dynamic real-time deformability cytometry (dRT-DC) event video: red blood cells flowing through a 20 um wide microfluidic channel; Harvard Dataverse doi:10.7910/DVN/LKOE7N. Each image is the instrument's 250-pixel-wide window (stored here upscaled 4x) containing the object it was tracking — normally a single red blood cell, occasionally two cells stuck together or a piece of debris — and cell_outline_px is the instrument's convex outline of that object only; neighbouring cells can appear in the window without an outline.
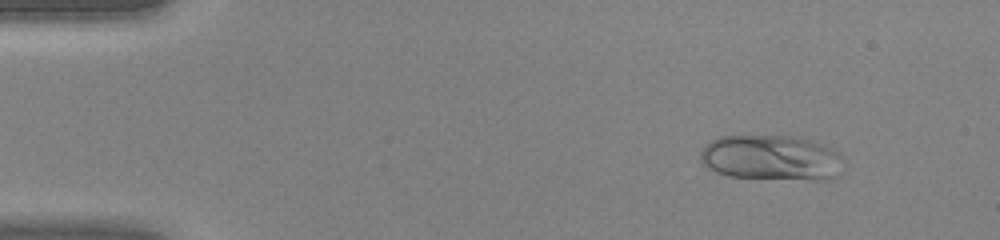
{"species": "human", "species_latin": "Homo sapiens", "temperature_condition": "warm", "stored_images_in_passage": 40, "camera_frame_rate_fps": 3000, "um_per_image_px": 0.085, "donor": {"sex": "female"}, "frame": {"image": 1, "passage_image": 1, "time_ms": 0.0, "image_size_px": [1000, 240], "cell_outline_px": [[844, 160], [836, 176], [832, 180], [812, 180], [728, 176], [716, 172], [708, 168], [700, 160], [700, 152], [704, 144], [720, 136], [796, 136], [812, 140], [836, 148], [840, 152]], "centroid_in_image_um": [65.61, 13.4], "position_along_channel_um": 19.4, "area_um2": 38.38}}
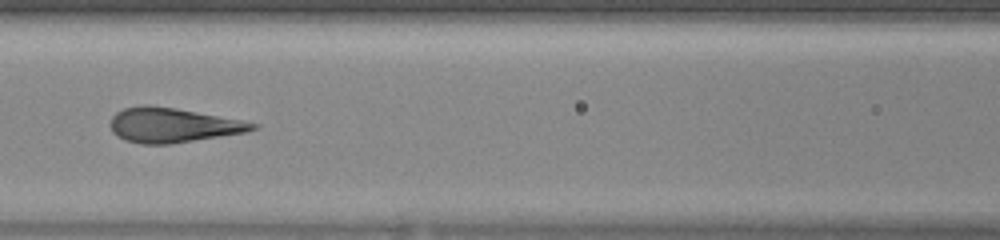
{"frame": {"image": 2, "passage_image": 16, "time_ms": 5.0, "image_size_px": [1000, 240], "cell_outline_px": [[260, 124], [256, 128], [244, 132], [172, 144], [140, 144], [124, 140], [116, 136], [112, 132], [108, 124], [112, 116], [116, 112], [124, 108], [140, 104], [148, 104], [176, 108], [240, 120]], "centroid_in_image_um": [14.58, 10.63], "position_along_channel_um": 152.0, "area_um2": 28.78}}
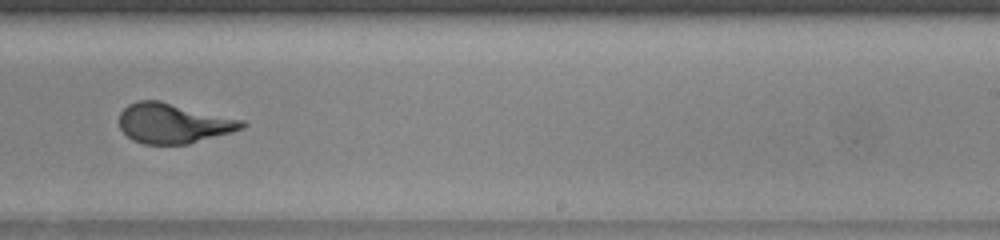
{"frame": {"image": 3, "passage_image": 24, "time_ms": 7.667, "image_size_px": [1000, 240], "cell_outline_px": [[248, 124], [244, 128], [232, 132], [188, 144], [144, 144], [132, 140], [120, 128], [120, 112], [128, 104], [136, 100], [160, 100], [244, 120]], "centroid_in_image_um": [14.75, 10.47], "position_along_channel_um": 274.3, "area_um2": 28.73}}